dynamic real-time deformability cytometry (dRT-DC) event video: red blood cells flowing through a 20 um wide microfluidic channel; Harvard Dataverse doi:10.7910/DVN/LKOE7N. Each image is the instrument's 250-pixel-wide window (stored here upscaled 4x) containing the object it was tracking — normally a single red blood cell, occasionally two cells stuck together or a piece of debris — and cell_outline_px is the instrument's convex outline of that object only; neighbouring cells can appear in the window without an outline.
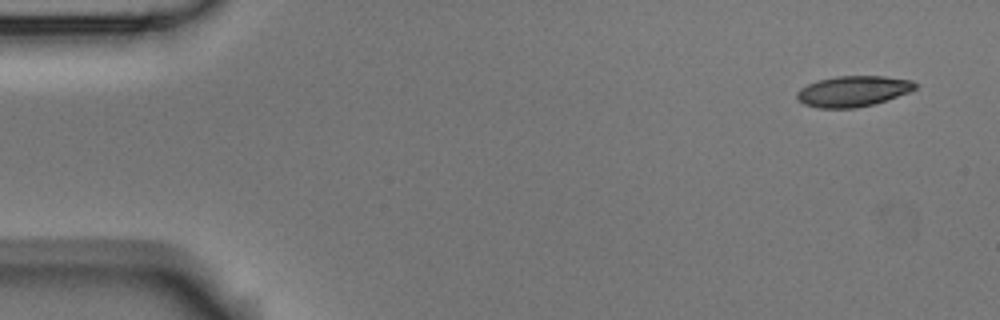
{"species": "Egyptian fruit bat (a non-hibernating species)", "species_latin": "Rousettus aegyptiacus", "temperature_condition": "room temperature", "stored_images_in_passage": 4, "camera_frame_rate_fps": 3000, "um_per_image_px": 0.085, "animal": {"sex": "male"}, "frame": {"image": 1, "passage_image": 1, "time_ms": 0.0, "image_size_px": [1000, 320], "cell_outline_px": [[920, 84], [916, 88], [908, 92], [872, 104], [856, 108], [816, 108], [804, 104], [796, 96], [796, 92], [800, 88], [816, 80], [836, 76], [884, 76], [912, 80]], "centroid_in_image_um": [72.49, 7.74], "position_along_channel_um": 12.5, "area_um2": 21.15}}
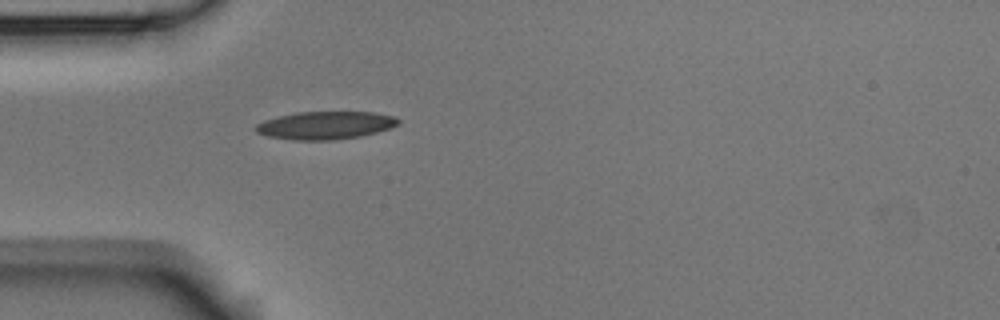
{"frame": {"image": 2, "passage_image": 4, "time_ms": 4.333, "image_size_px": [1000, 320], "cell_outline_px": [[400, 124], [376, 132], [360, 136], [336, 140], [292, 140], [268, 136], [256, 132], [252, 128], [256, 124], [264, 120], [296, 112], [372, 112], [392, 116], [400, 120]], "centroid_in_image_um": [27.62, 10.66], "position_along_channel_um": 57.4, "area_um2": 23.12}}